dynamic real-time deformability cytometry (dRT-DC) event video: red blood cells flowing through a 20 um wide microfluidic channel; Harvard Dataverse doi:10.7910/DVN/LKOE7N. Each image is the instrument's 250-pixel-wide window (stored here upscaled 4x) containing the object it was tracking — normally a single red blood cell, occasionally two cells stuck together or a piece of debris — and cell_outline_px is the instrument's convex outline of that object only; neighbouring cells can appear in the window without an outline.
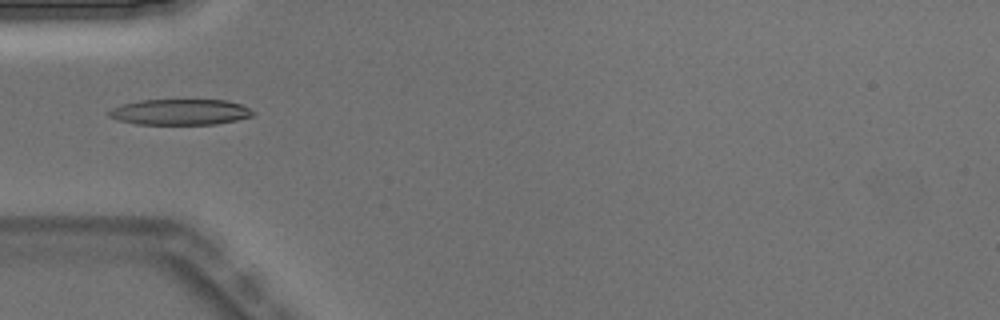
{"species": "Egyptian fruit bat (a non-hibernating species)", "species_latin": "Rousettus aegyptiacus", "temperature_condition": "warm", "stored_images_in_passage": 5, "camera_frame_rate_fps": 3000, "um_per_image_px": 0.085, "animal": {"sex": "male"}, "frame": {"image": 1, "passage_image": 5, "time_ms": 1.333, "image_size_px": [1000, 320], "cell_outline_px": [[256, 112], [252, 116], [236, 120], [216, 124], [136, 124], [120, 120], [108, 116], [108, 112], [112, 108], [124, 104], [140, 100], [228, 100], [240, 104]], "centroid_in_image_um": [15.33, 9.52], "position_along_channel_um": 69.7, "area_um2": 21.5}}